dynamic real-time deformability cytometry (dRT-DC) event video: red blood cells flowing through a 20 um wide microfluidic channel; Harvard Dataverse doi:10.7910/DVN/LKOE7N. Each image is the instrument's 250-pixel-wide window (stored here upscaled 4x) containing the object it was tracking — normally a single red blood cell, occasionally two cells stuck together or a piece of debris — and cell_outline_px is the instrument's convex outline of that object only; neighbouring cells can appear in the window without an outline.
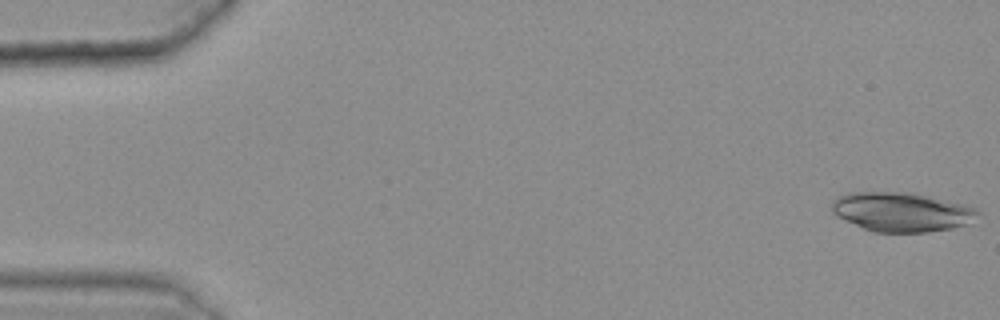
{"species": "common noctule bat (a hibernating species)", "species_latin": "Nyctalus noctula", "temperature_condition": "warm", "stored_images_in_passage": 48, "camera_frame_rate_fps": 3000, "um_per_image_px": 0.085, "animal": {"sex": "female", "body_mass_g": 25.1}, "frame": {"image": 1, "passage_image": 1, "time_ms": 0.0, "image_size_px": [1000, 320], "cell_outline_px": [[980, 212], [964, 224], [952, 228], [928, 232], [876, 232], [864, 228], [836, 216], [832, 212], [832, 200], [848, 192], [912, 192], [976, 208]], "centroid_in_image_um": [76.57, 18.01], "position_along_channel_um": 8.4, "area_um2": 32.89}}